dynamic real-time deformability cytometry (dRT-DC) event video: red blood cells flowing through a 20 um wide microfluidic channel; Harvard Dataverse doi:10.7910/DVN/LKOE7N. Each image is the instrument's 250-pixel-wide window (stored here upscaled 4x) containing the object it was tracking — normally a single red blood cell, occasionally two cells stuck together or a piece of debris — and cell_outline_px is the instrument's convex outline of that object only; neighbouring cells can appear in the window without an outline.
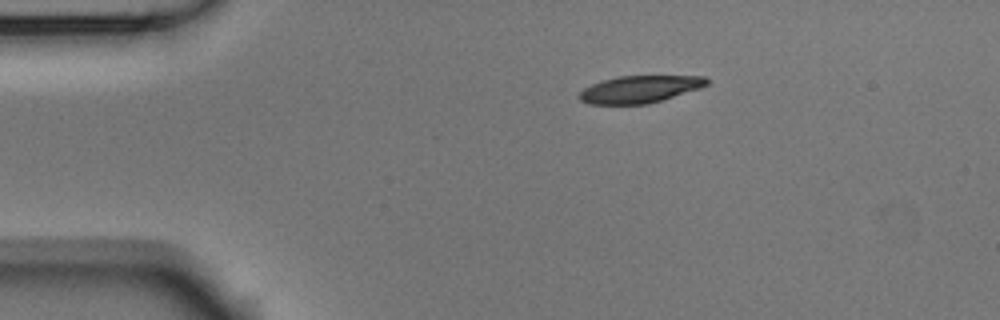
{"species": "Egyptian fruit bat (a non-hibernating species)", "species_latin": "Rousettus aegyptiacus", "temperature_condition": "room temperature", "stored_images_in_passage": 2, "camera_frame_rate_fps": 3000, "um_per_image_px": 0.085, "animal": {"sex": "male"}, "frame": {"image": 1, "passage_image": 1, "time_ms": 0.0, "image_size_px": [1000, 320], "cell_outline_px": [[708, 84], [700, 88], [648, 104], [588, 104], [580, 100], [576, 96], [584, 88], [592, 84], [616, 76], [704, 76], [708, 80]], "centroid_in_image_um": [54.34, 7.58], "position_along_channel_um": 30.7, "area_um2": 20.11}}